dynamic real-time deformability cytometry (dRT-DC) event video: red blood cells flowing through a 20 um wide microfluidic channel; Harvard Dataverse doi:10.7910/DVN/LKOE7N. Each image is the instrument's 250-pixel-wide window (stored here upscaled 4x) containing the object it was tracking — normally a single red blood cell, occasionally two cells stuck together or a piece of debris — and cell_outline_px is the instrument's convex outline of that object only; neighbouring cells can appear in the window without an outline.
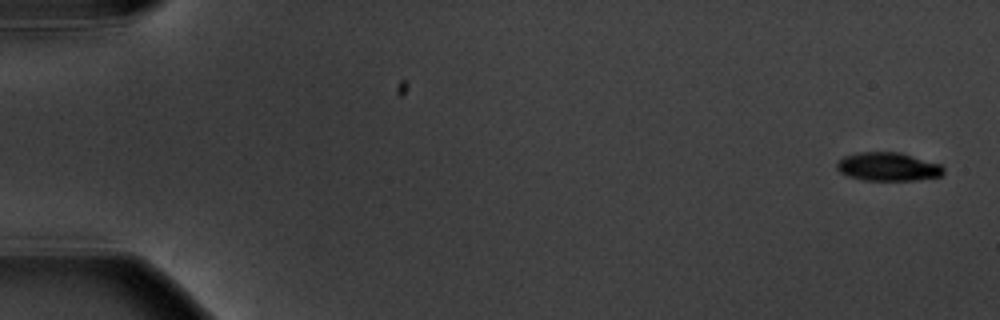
{"species": "common noctule bat (a hibernating species)", "species_latin": "Nyctalus noctula", "temperature_condition": "warm", "stored_images_in_passage": 5, "camera_frame_rate_fps": 3000, "um_per_image_px": 0.085, "animal": {"sex": "male", "body_mass_g": 20.1, "forearm_length_mm": 53.5}, "frame": {"image": 1, "passage_image": 1, "time_ms": 0.0, "image_size_px": [1000, 320], "cell_outline_px": [[944, 172], [940, 176], [916, 180], [864, 180], [848, 176], [840, 172], [836, 168], [836, 164], [844, 156], [860, 152], [900, 152], [940, 164], [944, 168]], "centroid_in_image_um": [75.48, 14.17], "position_along_channel_um": 9.5, "area_um2": 17.63}}